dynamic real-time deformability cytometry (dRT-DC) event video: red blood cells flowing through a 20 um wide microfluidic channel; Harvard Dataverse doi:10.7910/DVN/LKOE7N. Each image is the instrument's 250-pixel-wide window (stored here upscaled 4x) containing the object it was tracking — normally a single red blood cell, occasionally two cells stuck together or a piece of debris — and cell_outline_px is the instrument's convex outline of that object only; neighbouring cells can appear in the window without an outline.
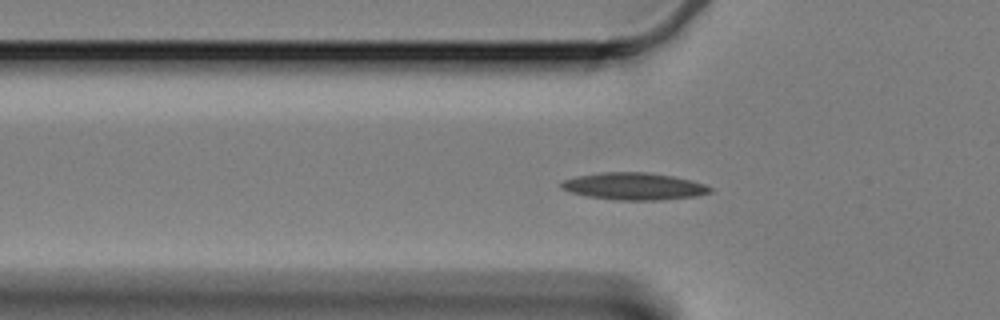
{"species": "Egyptian fruit bat (a non-hibernating species)", "species_latin": "Rousettus aegyptiacus", "temperature_condition": "cold", "stored_images_in_passage": 61, "camera_frame_rate_fps": 3000, "um_per_image_px": 0.085, "animal": {"sex": "female"}, "frame": {"image": 1, "passage_image": 19, "time_ms": 6.0, "image_size_px": [1000, 320], "cell_outline_px": [[712, 192], [696, 196], [660, 200], [616, 200], [588, 196], [572, 192], [560, 188], [560, 184], [564, 180], [576, 176], [600, 172], [648, 172], [672, 176], [692, 180], [704, 184], [712, 188]], "centroid_in_image_um": [53.9, 15.83], "position_along_channel_um": 71.9, "area_um2": 23.52}}
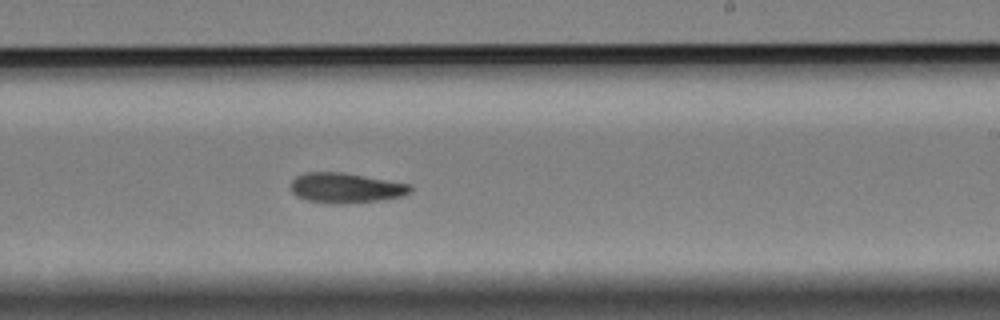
{"frame": {"image": 2, "passage_image": 36, "time_ms": 11.667, "image_size_px": [1000, 320], "cell_outline_px": [[412, 188], [404, 196], [380, 200], [336, 204], [308, 200], [296, 196], [292, 192], [292, 180], [296, 176], [304, 172], [344, 172], [408, 184]], "centroid_in_image_um": [29.36, 15.96], "position_along_channel_um": 259.6, "area_um2": 20.69}}
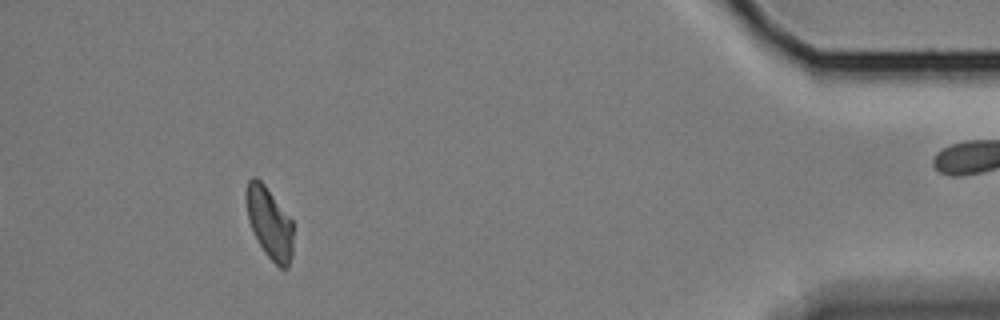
{"frame": {"image": 3, "passage_image": 55, "time_ms": 18.0, "image_size_px": [1000, 320], "cell_outline_px": [[292, 256], [288, 268], [280, 268], [264, 252], [248, 220], [244, 200], [244, 192], [248, 180], [252, 176], [256, 176], [264, 184], [292, 220]], "centroid_in_image_um": [22.87, 18.9], "position_along_channel_um": 412.3, "area_um2": 19.59}, "authors_computed_cell_mechanics": {"area_um2": 20.6924, "velocity_mm_per_s": 3.2972, "shape_relaxation_time_tau1_ms": 4.0399, "shape_relaxation_time_tau2_ms": 8.3551, "deformation_change_tau1": 0.1273, "deformation_change_tau2": 0.1495}}